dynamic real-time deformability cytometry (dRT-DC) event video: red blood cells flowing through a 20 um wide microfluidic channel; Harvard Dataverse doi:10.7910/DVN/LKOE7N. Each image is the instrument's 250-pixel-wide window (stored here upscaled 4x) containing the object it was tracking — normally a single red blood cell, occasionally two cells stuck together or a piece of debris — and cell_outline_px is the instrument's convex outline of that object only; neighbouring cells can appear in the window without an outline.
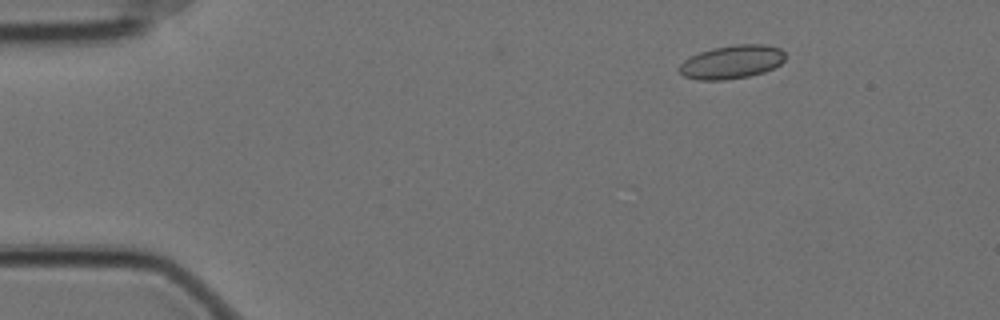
{"species": "Egyptian fruit bat (a non-hibernating species)", "species_latin": "Rousettus aegyptiacus", "temperature_condition": "cold", "stored_images_in_passage": 51, "camera_frame_rate_fps": 3000, "um_per_image_px": 0.085, "animal": {"sex": "female"}, "frame": {"image": 1, "passage_image": 1, "time_ms": 0.0, "image_size_px": [1000, 320], "cell_outline_px": [[784, 60], [780, 64], [764, 72], [748, 76], [724, 80], [696, 80], [684, 76], [676, 68], [684, 60], [700, 52], [712, 48], [736, 44], [764, 44], [780, 48], [784, 52]], "centroid_in_image_um": [62.18, 5.27], "position_along_channel_um": 22.8, "area_um2": 20.69}}
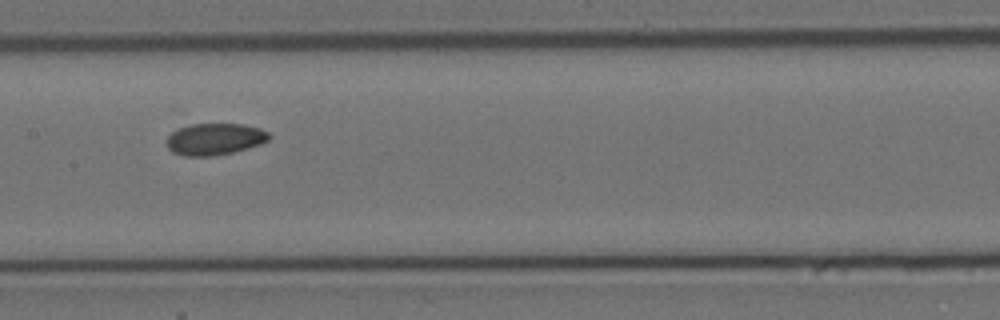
{"frame": {"image": 2, "passage_image": 22, "time_ms": 7.0, "image_size_px": [1000, 320], "cell_outline_px": [[272, 136], [268, 140], [260, 144], [248, 148], [232, 152], [212, 156], [184, 156], [172, 152], [168, 148], [168, 136], [172, 132], [180, 128], [192, 124], [244, 124], [260, 128], [268, 132]], "centroid_in_image_um": [18.28, 11.82], "position_along_channel_um": 189.1, "area_um2": 18.84}}
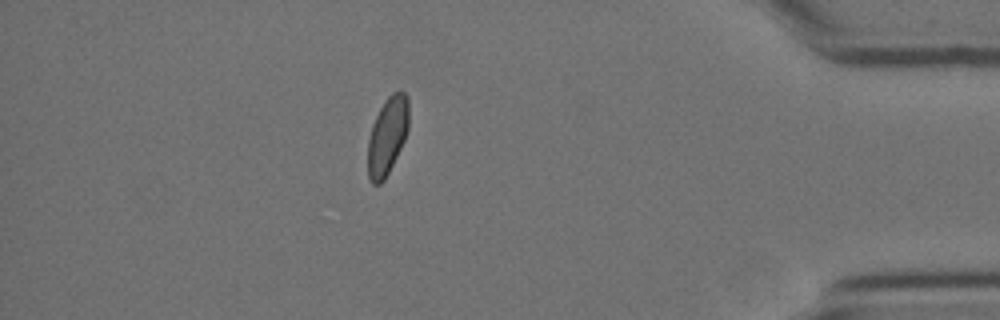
{"frame": {"image": 3, "passage_image": 44, "time_ms": 14.333, "image_size_px": [1000, 320], "cell_outline_px": [[408, 128], [404, 140], [384, 180], [380, 184], [372, 184], [368, 176], [368, 140], [372, 124], [384, 100], [392, 92], [404, 92], [408, 96]], "centroid_in_image_um": [32.91, 11.53], "position_along_channel_um": 402.3, "area_um2": 18.32}, "authors_computed_cell_mechanics": {"area_um2": 19.1318, "velocity_mm_per_s": 3.4814, "shape_relaxation_time_tau1_ms": 5.313, "shape_relaxation_time_tau2_ms": 5.7723, "deformation_change_tau1": 0.0787, "deformation_change_tau2": 0.0549}}